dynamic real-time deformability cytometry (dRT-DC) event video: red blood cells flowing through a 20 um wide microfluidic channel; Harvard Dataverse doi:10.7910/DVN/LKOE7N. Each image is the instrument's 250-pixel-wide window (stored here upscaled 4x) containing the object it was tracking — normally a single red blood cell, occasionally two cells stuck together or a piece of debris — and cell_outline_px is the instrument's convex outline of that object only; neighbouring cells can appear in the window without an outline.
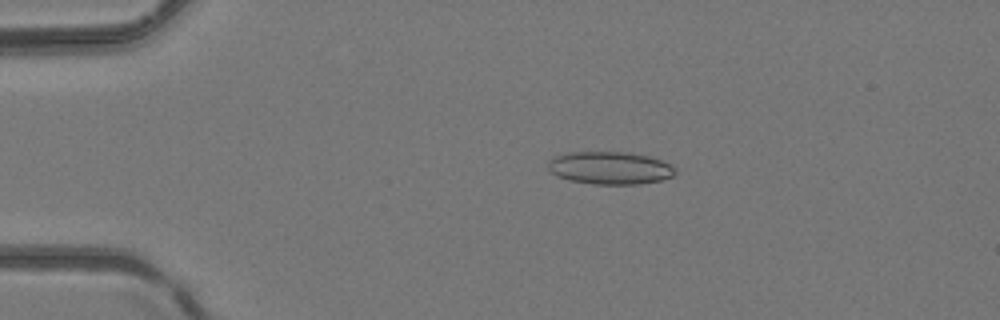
{"species": "common noctule bat (a hibernating species)", "species_latin": "Nyctalus noctula", "temperature_condition": "room temperature", "stored_images_in_passage": 4, "camera_frame_rate_fps": 3000, "um_per_image_px": 0.085, "animal": {"sex": "female", "body_mass_g": 24.6, "forearm_length_mm": 56.2}, "frame": {"image": 1, "passage_image": 3, "time_ms": 0.667, "image_size_px": [1000, 320], "cell_outline_px": [[676, 172], [672, 176], [660, 180], [640, 184], [596, 184], [572, 180], [556, 176], [548, 168], [548, 160], [552, 156], [568, 152], [628, 152], [648, 156], [660, 160], [676, 168]], "centroid_in_image_um": [51.82, 14.26], "position_along_channel_um": 33.2, "area_um2": 24.16}}